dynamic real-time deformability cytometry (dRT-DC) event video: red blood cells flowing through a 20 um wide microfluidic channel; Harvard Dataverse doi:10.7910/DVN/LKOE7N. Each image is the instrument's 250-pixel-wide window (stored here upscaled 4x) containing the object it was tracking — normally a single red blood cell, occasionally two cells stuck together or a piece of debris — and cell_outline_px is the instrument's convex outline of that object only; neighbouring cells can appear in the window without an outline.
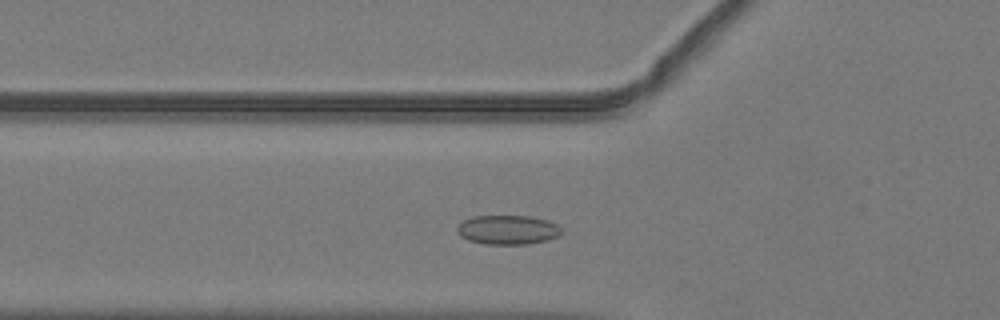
{"species": "common noctule bat (a hibernating species)", "species_latin": "Nyctalus noctula", "temperature_condition": "warm", "stored_images_in_passage": 42, "camera_frame_rate_fps": 3000, "um_per_image_px": 0.085, "animal": {"sex": "male", "body_mass_g": 19.2, "forearm_length_mm": 51.8}, "frame": {"image": 1, "passage_image": 9, "time_ms": 2.667, "image_size_px": [1000, 320], "cell_outline_px": [[560, 236], [548, 240], [528, 244], [484, 244], [468, 240], [460, 236], [456, 232], [456, 228], [464, 220], [472, 216], [528, 216], [548, 220], [556, 224], [560, 228]], "centroid_in_image_um": [43.14, 19.54], "position_along_channel_um": 82.7, "area_um2": 17.86}}
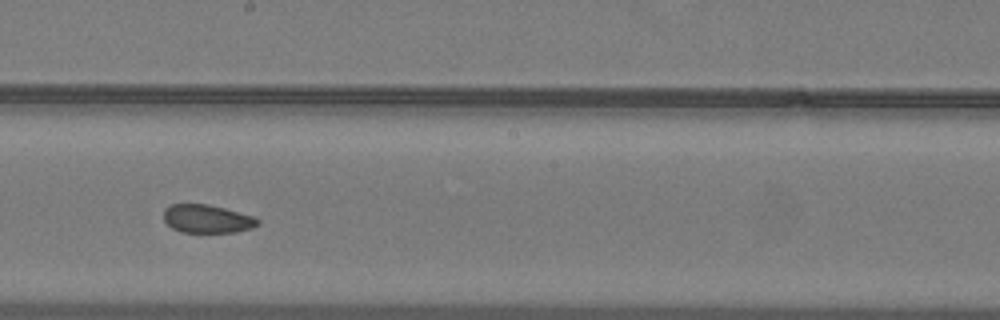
{"frame": {"image": 2, "passage_image": 20, "time_ms": 6.333, "image_size_px": [1000, 320], "cell_outline_px": [[260, 224], [252, 228], [236, 232], [180, 232], [172, 228], [164, 220], [164, 208], [172, 204], [208, 204], [256, 216], [260, 220]], "centroid_in_image_um": [17.64, 18.6], "position_along_channel_um": 230.6, "area_um2": 15.66}}
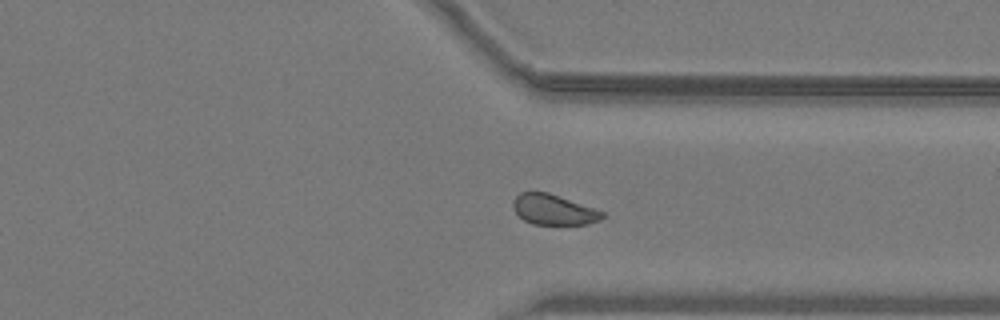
{"frame": {"image": 3, "passage_image": 30, "time_ms": 9.667, "image_size_px": [1000, 320], "cell_outline_px": [[604, 216], [600, 220], [588, 224], [532, 224], [524, 220], [516, 212], [512, 204], [516, 196], [520, 192], [548, 192], [604, 212]], "centroid_in_image_um": [47.05, 17.82], "position_along_channel_um": 364.4, "area_um2": 15.55}, "authors_computed_cell_mechanics": {"area_um2": 16.762, "velocity_mm_per_s": 4.0102, "shape_relaxation_time_tau1_ms": null, "shape_relaxation_time_tau2_ms": 1.842, "deformation_change_tau1": null, "deformation_change_tau2": 0.0663}}